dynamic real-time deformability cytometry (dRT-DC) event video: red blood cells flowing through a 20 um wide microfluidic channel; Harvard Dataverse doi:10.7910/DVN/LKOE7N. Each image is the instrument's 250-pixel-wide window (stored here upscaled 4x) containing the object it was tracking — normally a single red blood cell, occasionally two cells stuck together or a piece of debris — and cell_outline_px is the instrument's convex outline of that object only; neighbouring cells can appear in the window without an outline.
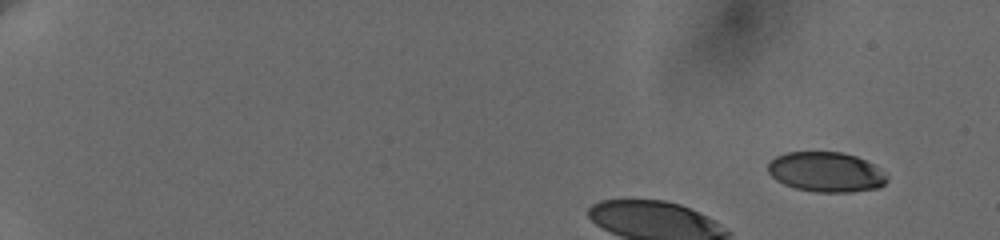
{"species": "human", "species_latin": "Homo sapiens", "temperature_condition": "cold", "stored_images_in_passage": 16, "camera_frame_rate_fps": 3000, "um_per_image_px": 0.085, "donor": {"sex": "female"}, "frame": {"image": 1, "passage_image": 1, "time_ms": 0.0, "image_size_px": [1000, 240], "cell_outline_px": [[888, 180], [880, 188], [852, 192], [816, 192], [796, 188], [784, 184], [776, 180], [768, 172], [768, 164], [776, 156], [784, 152], [844, 152], [856, 156], [872, 164], [888, 176]], "centroid_in_image_um": [70.22, 14.62], "position_along_channel_um": 14.8, "area_um2": 27.74}}
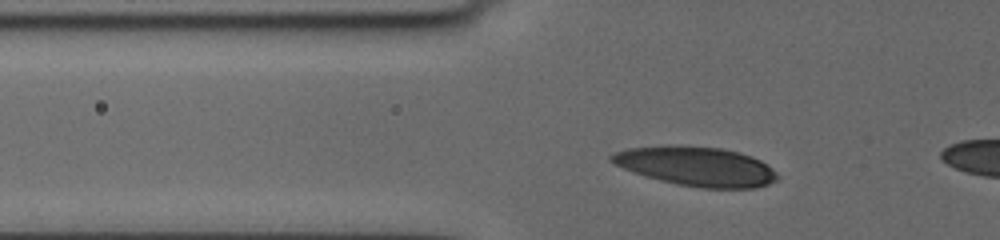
{"frame": {"image": 2, "passage_image": 12, "time_ms": 4.0, "image_size_px": [1000, 240], "cell_outline_px": [[780, 176], [776, 180], [768, 184], [756, 188], [700, 188], [676, 184], [660, 180], [632, 172], [608, 160], [608, 156], [616, 152], [628, 148], [720, 148], [740, 152], [752, 156], [760, 160], [772, 168]], "centroid_in_image_um": [59.26, 14.19], "position_along_channel_um": 66.5, "area_um2": 36.93}}